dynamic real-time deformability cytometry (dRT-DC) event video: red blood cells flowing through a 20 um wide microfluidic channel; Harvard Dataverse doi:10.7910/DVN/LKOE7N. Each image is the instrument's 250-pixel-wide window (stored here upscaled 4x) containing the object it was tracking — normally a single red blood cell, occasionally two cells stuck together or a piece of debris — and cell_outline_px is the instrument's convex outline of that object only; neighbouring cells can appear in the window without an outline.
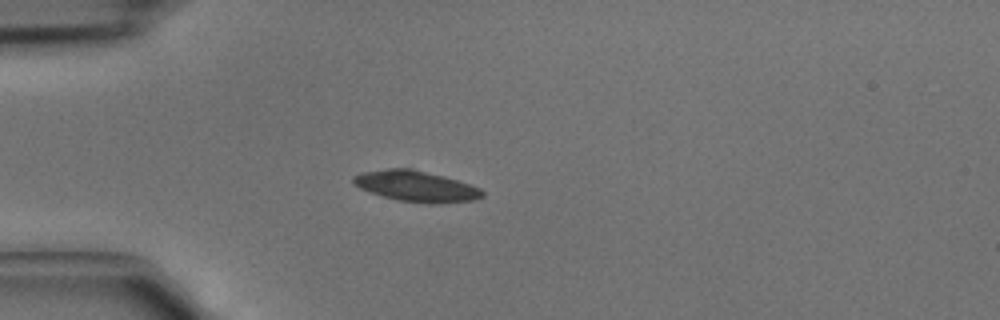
{"species": "common noctule bat (a hibernating species)", "species_latin": "Nyctalus noctula", "temperature_condition": "cold", "stored_images_in_passage": 2, "camera_frame_rate_fps": 3000, "um_per_image_px": 0.085, "animal": {"sex": "male", "body_mass_g": 15.6}, "frame": {"image": 1, "passage_image": 2, "time_ms": 0.333, "image_size_px": [1000, 320], "cell_outline_px": [[484, 196], [476, 200], [432, 204], [428, 204], [396, 200], [368, 192], [360, 188], [352, 180], [352, 176], [360, 172], [388, 168], [412, 168], [444, 176], [480, 188], [484, 192]], "centroid_in_image_um": [35.35, 15.83], "position_along_channel_um": 49.6, "area_um2": 23.35}}